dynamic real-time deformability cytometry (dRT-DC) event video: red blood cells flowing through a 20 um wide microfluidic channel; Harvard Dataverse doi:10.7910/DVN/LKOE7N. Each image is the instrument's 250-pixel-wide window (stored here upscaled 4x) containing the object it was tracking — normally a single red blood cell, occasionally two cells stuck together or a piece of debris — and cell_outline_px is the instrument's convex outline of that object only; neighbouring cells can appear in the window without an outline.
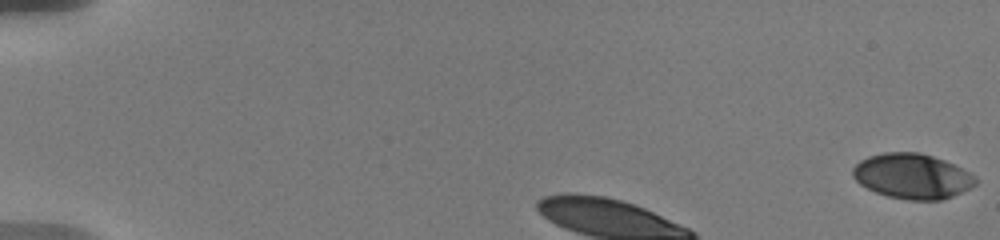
{"species": "human", "species_latin": "Homo sapiens", "temperature_condition": "warm", "stored_images_in_passage": 5, "camera_frame_rate_fps": 3000, "um_per_image_px": 0.085, "donor": {"sex": "male"}, "frame": {"image": 1, "passage_image": 1, "time_ms": 0.0, "image_size_px": [1000, 240], "cell_outline_px": [[976, 184], [952, 196], [940, 200], [908, 200], [888, 196], [876, 192], [860, 184], [852, 176], [852, 168], [860, 160], [868, 156], [884, 152], [920, 152], [944, 160], [976, 176]], "centroid_in_image_um": [77.51, 14.97], "position_along_channel_um": 7.5, "area_um2": 32.08}}